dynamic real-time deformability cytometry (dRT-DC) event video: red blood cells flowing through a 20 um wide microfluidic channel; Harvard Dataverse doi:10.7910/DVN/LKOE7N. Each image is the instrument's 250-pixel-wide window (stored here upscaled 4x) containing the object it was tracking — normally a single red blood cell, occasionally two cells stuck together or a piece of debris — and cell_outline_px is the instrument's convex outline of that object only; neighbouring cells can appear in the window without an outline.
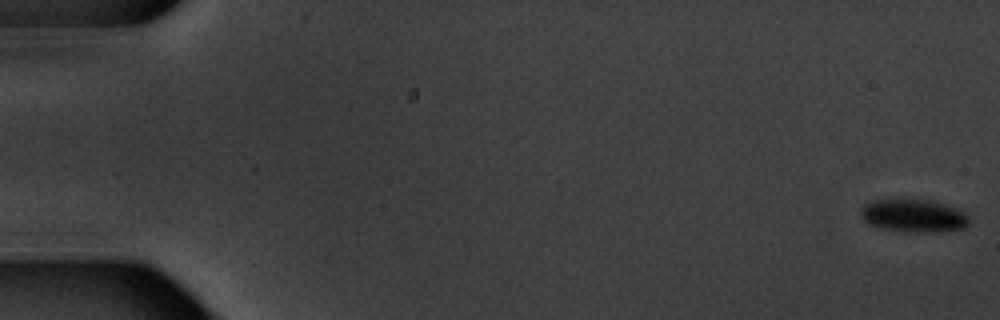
{"species": "common noctule bat (a hibernating species)", "species_latin": "Nyctalus noctula", "temperature_condition": "warm", "stored_images_in_passage": 6, "camera_frame_rate_fps": 3000, "um_per_image_px": 0.085, "animal": {"sex": "male", "body_mass_g": 20.1, "forearm_length_mm": 53.5}, "frame": {"image": 1, "passage_image": 1, "time_ms": 0.0, "image_size_px": [1000, 320], "cell_outline_px": [[968, 224], [964, 228], [932, 232], [904, 232], [880, 228], [868, 224], [860, 216], [860, 212], [864, 204], [872, 200], [928, 200], [964, 212], [968, 216]], "centroid_in_image_um": [77.59, 18.36], "position_along_channel_um": 7.4, "area_um2": 20.46}}
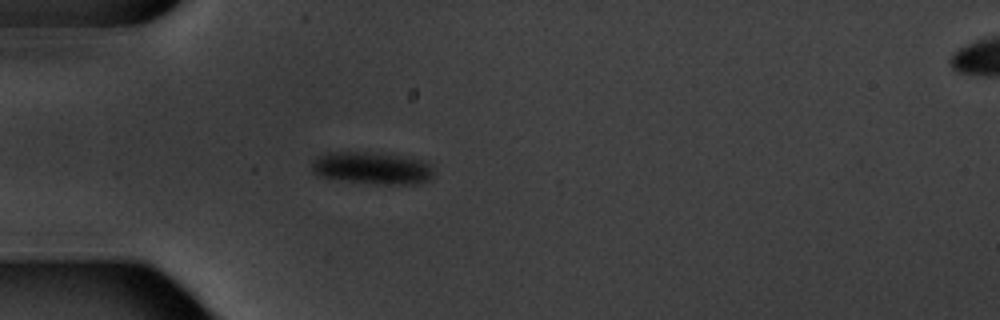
{"frame": {"image": 2, "passage_image": 5, "time_ms": 5.667, "image_size_px": [1000, 320], "cell_outline_px": [[432, 176], [428, 180], [416, 184], [376, 184], [344, 180], [320, 176], [312, 172], [312, 160], [316, 156], [328, 152], [368, 152], [400, 156], [420, 160], [432, 164]], "centroid_in_image_um": [31.6, 14.28], "position_along_channel_um": 53.4, "area_um2": 22.77}}